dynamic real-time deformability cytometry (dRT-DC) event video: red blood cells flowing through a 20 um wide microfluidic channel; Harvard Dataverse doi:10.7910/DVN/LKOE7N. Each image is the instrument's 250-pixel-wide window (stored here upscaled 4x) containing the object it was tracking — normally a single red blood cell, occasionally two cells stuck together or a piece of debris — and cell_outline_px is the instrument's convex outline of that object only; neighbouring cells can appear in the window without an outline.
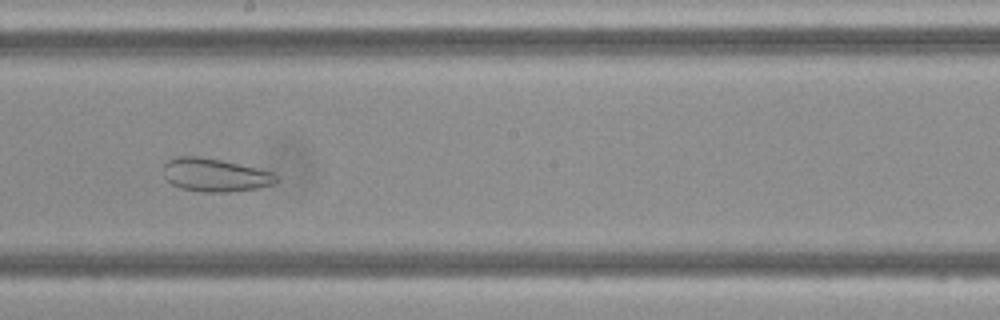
{"species": "Egyptian fruit bat (a non-hibernating species)", "species_latin": "Rousettus aegyptiacus", "temperature_condition": "cold", "stored_images_in_passage": 26, "camera_frame_rate_fps": 3000, "um_per_image_px": 0.085, "frame": {"image": 1, "passage_image": 15, "time_ms": 4.667, "image_size_px": [1000, 320], "cell_outline_px": [[280, 180], [272, 184], [256, 188], [228, 192], [204, 192], [180, 188], [172, 184], [164, 176], [164, 164], [168, 160], [176, 156], [200, 156], [240, 164], [272, 172]], "centroid_in_image_um": [18.26, 14.87], "position_along_channel_um": 229.9, "area_um2": 21.73}}